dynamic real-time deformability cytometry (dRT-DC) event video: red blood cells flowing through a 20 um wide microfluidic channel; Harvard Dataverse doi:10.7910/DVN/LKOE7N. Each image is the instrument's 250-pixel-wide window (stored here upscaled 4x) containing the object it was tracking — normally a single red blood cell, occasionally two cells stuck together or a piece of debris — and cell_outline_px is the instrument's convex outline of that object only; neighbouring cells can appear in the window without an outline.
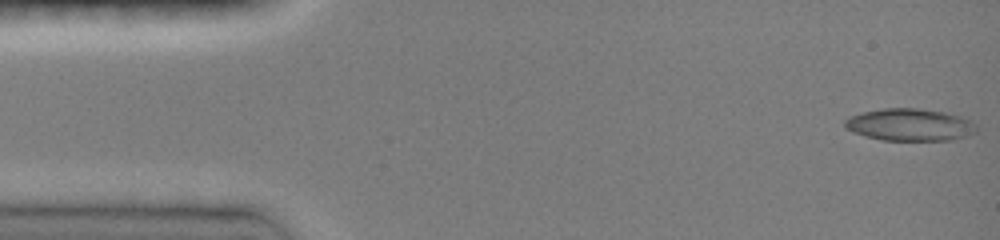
{"species": "common noctule bat (a hibernating species)", "species_latin": "Nyctalus noctula", "temperature_condition": "room temperature", "stored_images_in_passage": 19, "camera_frame_rate_fps": 3000, "um_per_image_px": 0.085, "animal": {"sex": "female", "body_mass_g": 19.0, "forearm_length_mm": 51.5}, "frame": {"image": 1, "passage_image": 1, "time_ms": 0.0, "image_size_px": [1000, 240], "cell_outline_px": [[976, 132], [968, 136], [952, 140], [880, 140], [864, 136], [844, 128], [844, 120], [852, 116], [864, 112], [884, 108], [920, 108], [944, 112], [960, 116], [976, 124]], "centroid_in_image_um": [77.34, 10.61], "position_along_channel_um": 7.7, "area_um2": 24.74}}
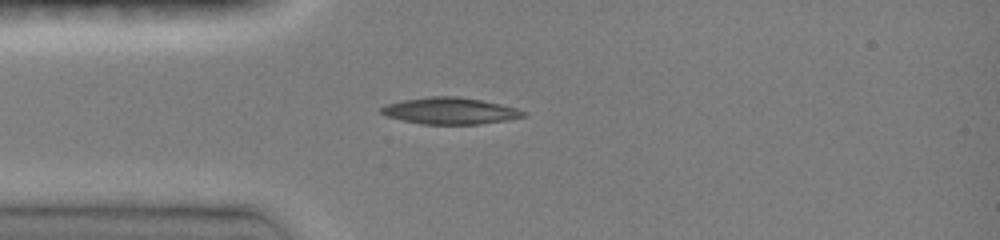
{"frame": {"image": 2, "passage_image": 19, "time_ms": 3.667, "image_size_px": [1000, 240], "cell_outline_px": [[528, 112], [524, 116], [508, 120], [480, 124], [420, 124], [388, 116], [380, 112], [380, 108], [388, 104], [404, 100], [432, 96], [456, 96], [480, 100], [500, 104], [516, 108]], "centroid_in_image_um": [38.29, 9.43], "position_along_channel_um": 46.7, "area_um2": 21.79}}